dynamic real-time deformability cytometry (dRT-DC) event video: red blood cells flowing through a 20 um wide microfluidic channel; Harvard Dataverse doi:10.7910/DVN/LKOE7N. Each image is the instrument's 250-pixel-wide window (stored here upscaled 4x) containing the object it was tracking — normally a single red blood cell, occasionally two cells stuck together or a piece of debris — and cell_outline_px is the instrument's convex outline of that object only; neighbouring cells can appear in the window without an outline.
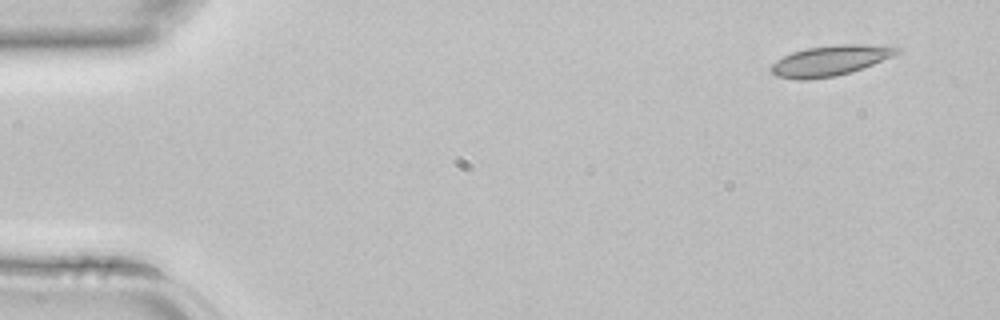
{"species": "common noctule bat (a hibernating species)", "species_latin": "Nyctalus noctula", "temperature_condition": "room temperature", "stored_images_in_passage": 3, "camera_frame_rate_fps": 3000, "um_per_image_px": 0.085, "animal": {"sex": "female", "body_mass_g": 22.7, "forearm_length_mm": 54.2}, "frame": {"image": 1, "passage_image": 1, "time_ms": 0.0, "image_size_px": [1000, 320], "cell_outline_px": [[900, 52], [892, 56], [872, 64], [836, 76], [804, 80], [796, 80], [776, 76], [768, 68], [776, 60], [792, 52], [808, 48], [836, 44], [896, 44], [900, 48]], "centroid_in_image_um": [70.6, 5.13], "position_along_channel_um": 14.4, "area_um2": 22.43}}